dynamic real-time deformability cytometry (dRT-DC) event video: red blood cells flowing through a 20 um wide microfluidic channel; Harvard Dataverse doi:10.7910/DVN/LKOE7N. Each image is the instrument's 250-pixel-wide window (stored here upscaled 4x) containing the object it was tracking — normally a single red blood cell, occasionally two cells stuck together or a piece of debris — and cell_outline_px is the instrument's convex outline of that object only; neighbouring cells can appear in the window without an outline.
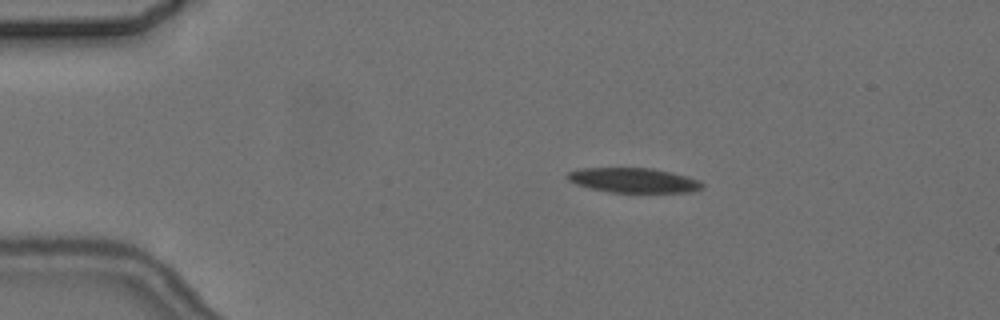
{"species": "common noctule bat (a hibernating species)", "species_latin": "Nyctalus noctula", "temperature_condition": "cold", "stored_images_in_passage": 4, "camera_frame_rate_fps": 3000, "um_per_image_px": 0.085, "animal": {"sex": "female", "body_mass_g": 24.6, "forearm_length_mm": 56.2}, "frame": {"image": 1, "passage_image": 2, "time_ms": 1.333, "image_size_px": [1000, 320], "cell_outline_px": [[704, 188], [692, 192], [608, 192], [576, 184], [568, 180], [568, 172], [580, 168], [652, 168], [688, 176], [700, 180], [704, 184]], "centroid_in_image_um": [53.9, 15.32], "position_along_channel_um": 31.1, "area_um2": 19.42}}